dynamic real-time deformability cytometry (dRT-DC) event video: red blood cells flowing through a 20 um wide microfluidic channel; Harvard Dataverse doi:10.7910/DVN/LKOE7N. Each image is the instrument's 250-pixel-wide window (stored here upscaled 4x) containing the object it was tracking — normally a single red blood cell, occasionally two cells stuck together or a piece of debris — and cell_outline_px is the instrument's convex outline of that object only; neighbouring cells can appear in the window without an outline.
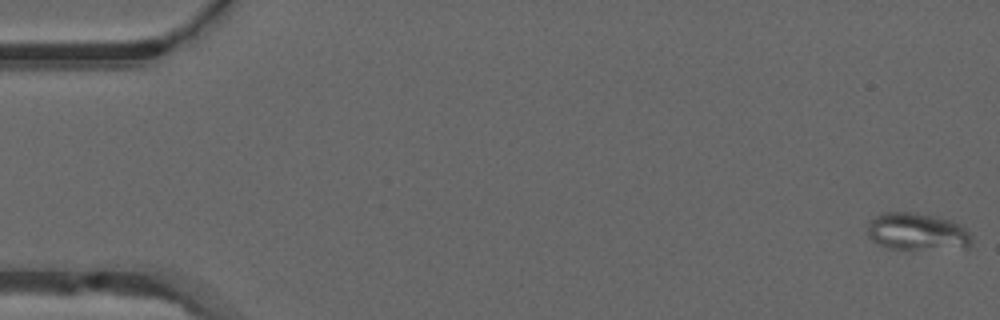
{"species": "common noctule bat (a hibernating species)", "species_latin": "Nyctalus noctula", "temperature_condition": "warm", "stored_images_in_passage": 51, "camera_frame_rate_fps": 3000, "um_per_image_px": 0.085, "animal": {"sex": "male", "forearm_length_mm": 52.5}, "frame": {"image": 1, "passage_image": 1, "time_ms": 0.0, "image_size_px": [1000, 320], "cell_outline_px": [[972, 244], [968, 248], [888, 248], [872, 240], [868, 236], [868, 220], [884, 212], [916, 212], [940, 216], [952, 220], [960, 224], [972, 236]], "centroid_in_image_um": [77.98, 19.66], "position_along_channel_um": 7.0, "area_um2": 22.77}}
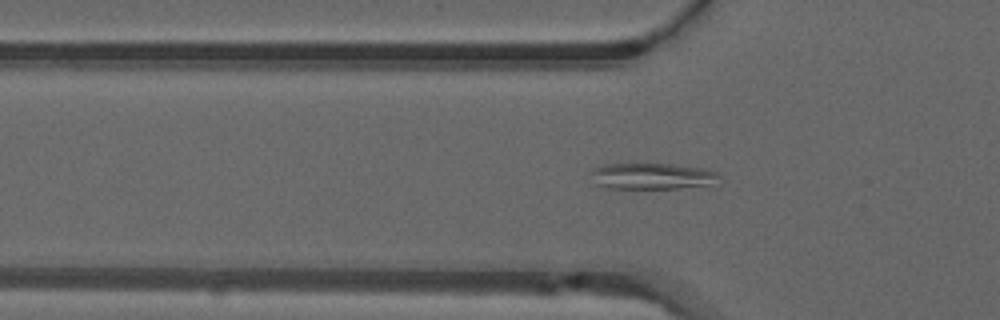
{"frame": {"image": 2, "passage_image": 17, "time_ms": 5.333, "image_size_px": [1000, 320], "cell_outline_px": [[716, 176], [712, 180], [704, 184], [676, 188], [604, 188], [596, 184], [592, 172], [592, 168], [604, 164], [672, 164], [704, 168], [716, 172]], "centroid_in_image_um": [55.29, 14.96], "position_along_channel_um": 70.5, "area_um2": 18.9}}
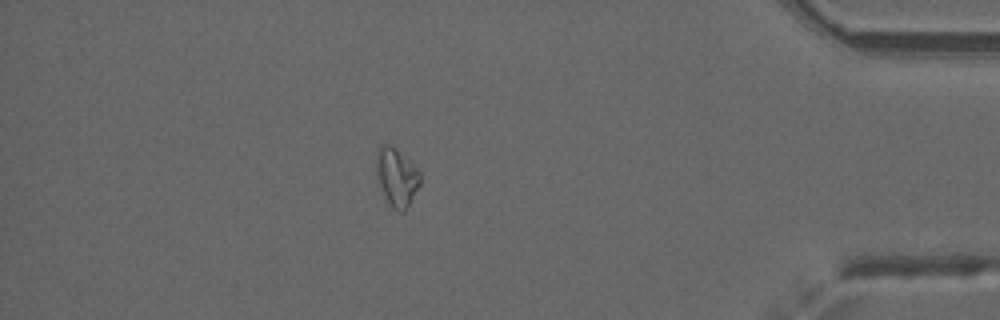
{"frame": {"image": 3, "passage_image": 45, "time_ms": 14.667, "image_size_px": [1000, 320], "cell_outline_px": [[420, 184], [404, 212], [400, 212], [392, 208], [376, 176], [376, 152], [380, 144], [388, 144], [412, 164], [420, 172]], "centroid_in_image_um": [33.7, 15.05], "position_along_channel_um": 401.5, "area_um2": 14.33}, "authors_computed_cell_mechanics": {"area_um2": 15.4326, "velocity_mm_per_s": 3.9955, "shape_relaxation_time_tau1_ms": null, "shape_relaxation_time_tau2_ms": 6.612, "deformation_change_tau1": null, "deformation_change_tau2": 0.1146}}